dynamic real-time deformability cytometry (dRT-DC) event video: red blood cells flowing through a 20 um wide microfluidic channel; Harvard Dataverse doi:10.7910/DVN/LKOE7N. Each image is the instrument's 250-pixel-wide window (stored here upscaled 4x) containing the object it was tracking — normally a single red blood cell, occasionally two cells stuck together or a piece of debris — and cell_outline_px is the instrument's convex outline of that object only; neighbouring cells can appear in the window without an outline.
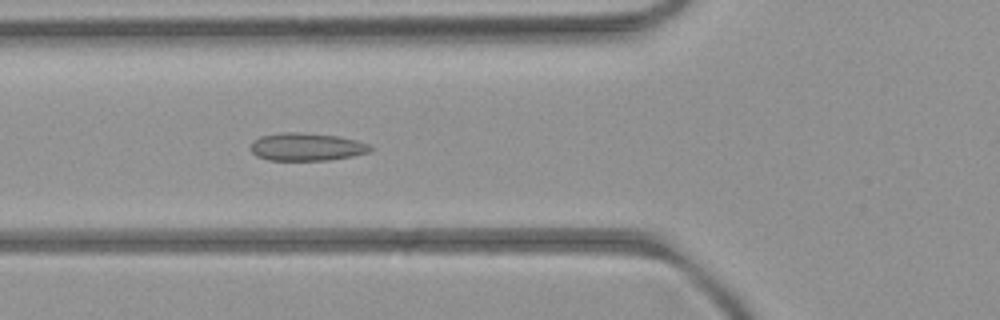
{"species": "common noctule bat (a hibernating species)", "species_latin": "Nyctalus noctula", "temperature_condition": "room temperature", "stored_images_in_passage": 5, "camera_frame_rate_fps": 3000, "um_per_image_px": 0.085, "animal": {"sex": "female", "body_mass_g": 21.9}, "frame": {"image": 1, "passage_image": 5, "time_ms": 5.333, "image_size_px": [1000, 320], "cell_outline_px": [[372, 148], [368, 152], [352, 156], [328, 160], [268, 160], [256, 156], [248, 148], [252, 140], [260, 136], [280, 132], [296, 132], [336, 136], [356, 140], [368, 144]], "centroid_in_image_um": [25.98, 12.48], "position_along_channel_um": 99.8, "area_um2": 19.42}}